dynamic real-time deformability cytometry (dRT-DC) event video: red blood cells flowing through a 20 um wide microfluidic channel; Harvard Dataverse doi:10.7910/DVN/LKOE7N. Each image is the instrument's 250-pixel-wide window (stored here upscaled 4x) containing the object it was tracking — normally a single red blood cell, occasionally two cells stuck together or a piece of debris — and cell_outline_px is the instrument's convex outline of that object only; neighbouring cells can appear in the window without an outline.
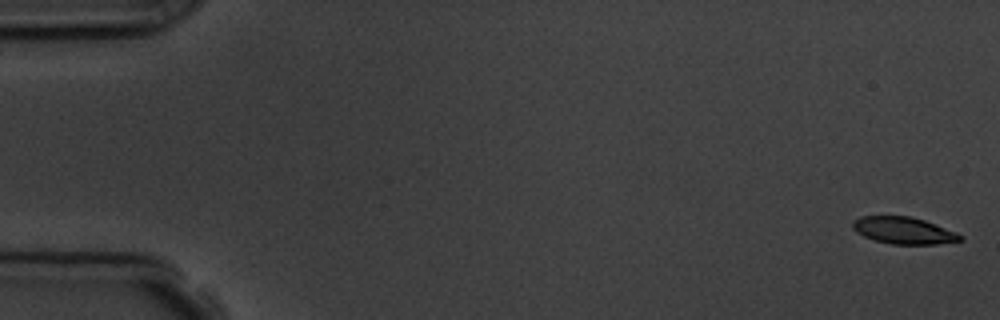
{"species": "common noctule bat (a hibernating species)", "species_latin": "Nyctalus noctula", "temperature_condition": "room temperature", "stored_images_in_passage": 6, "camera_frame_rate_fps": 3000, "um_per_image_px": 0.085, "animal": {"sex": "male", "body_mass_g": 19.5, "forearm_length_mm": 54.6}, "frame": {"image": 1, "passage_image": 1, "time_ms": 0.0, "image_size_px": [1000, 320], "cell_outline_px": [[964, 240], [936, 244], [892, 244], [876, 240], [864, 236], [856, 232], [852, 228], [852, 220], [860, 216], [912, 216], [924, 220], [956, 232], [964, 236]], "centroid_in_image_um": [76.81, 19.58], "position_along_channel_um": 8.2, "area_um2": 16.88}}